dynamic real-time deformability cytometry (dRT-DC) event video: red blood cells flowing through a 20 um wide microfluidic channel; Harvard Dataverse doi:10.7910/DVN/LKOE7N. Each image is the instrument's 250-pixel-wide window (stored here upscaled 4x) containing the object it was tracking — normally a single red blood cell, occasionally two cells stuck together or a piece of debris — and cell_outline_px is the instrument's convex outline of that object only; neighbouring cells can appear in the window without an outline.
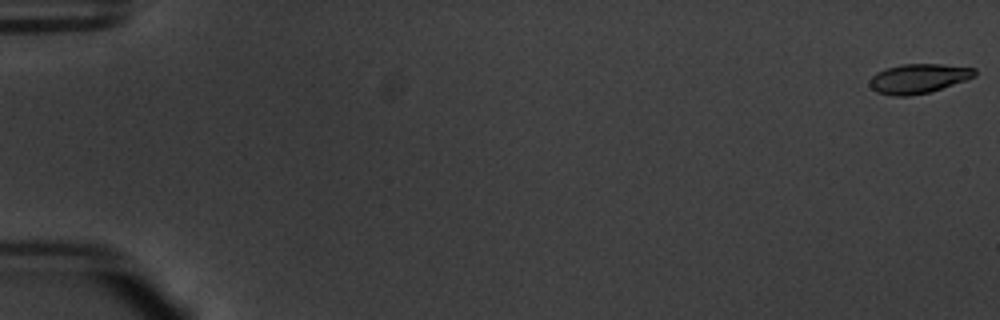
{"species": "common noctule bat (a hibernating species)", "species_latin": "Nyctalus noctula", "temperature_condition": "warm", "stored_images_in_passage": 9, "camera_frame_rate_fps": 3000, "um_per_image_px": 0.085, "animal": {"sex": "male", "body_mass_g": 20.1, "forearm_length_mm": 53.5}, "frame": {"image": 1, "passage_image": 1, "time_ms": 0.0, "image_size_px": [1000, 320], "cell_outline_px": [[976, 76], [928, 92], [908, 96], [892, 96], [876, 92], [868, 84], [868, 80], [876, 72], [884, 68], [904, 64], [940, 64], [976, 68]], "centroid_in_image_um": [78.01, 6.67], "position_along_channel_um": 7.0, "area_um2": 17.98}}